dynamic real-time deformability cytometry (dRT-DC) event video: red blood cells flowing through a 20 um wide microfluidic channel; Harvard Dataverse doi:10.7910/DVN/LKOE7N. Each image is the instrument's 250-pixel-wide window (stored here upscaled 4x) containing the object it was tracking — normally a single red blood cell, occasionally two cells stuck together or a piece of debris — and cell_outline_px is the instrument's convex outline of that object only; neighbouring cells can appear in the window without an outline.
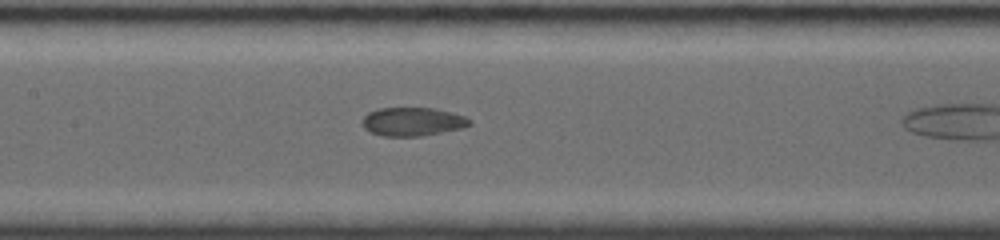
{"species": "common noctule bat (a hibernating species)", "species_latin": "Nyctalus noctula", "temperature_condition": "room temperature", "stored_images_in_passage": 9, "camera_frame_rate_fps": 4000, "um_per_image_px": 0.085, "animal": {"sex": "female", "body_mass_g": 19.0, "forearm_length_mm": 56.7}, "frame": {"image": 1, "passage_image": 8, "time_ms": 3.75, "image_size_px": [1000, 240], "cell_outline_px": [[472, 124], [460, 128], [420, 136], [384, 136], [372, 132], [364, 128], [360, 120], [368, 112], [376, 108], [436, 108], [464, 116], [472, 120]], "centroid_in_image_um": [35.03, 10.33], "position_along_channel_um": 172.4, "area_um2": 17.8}}